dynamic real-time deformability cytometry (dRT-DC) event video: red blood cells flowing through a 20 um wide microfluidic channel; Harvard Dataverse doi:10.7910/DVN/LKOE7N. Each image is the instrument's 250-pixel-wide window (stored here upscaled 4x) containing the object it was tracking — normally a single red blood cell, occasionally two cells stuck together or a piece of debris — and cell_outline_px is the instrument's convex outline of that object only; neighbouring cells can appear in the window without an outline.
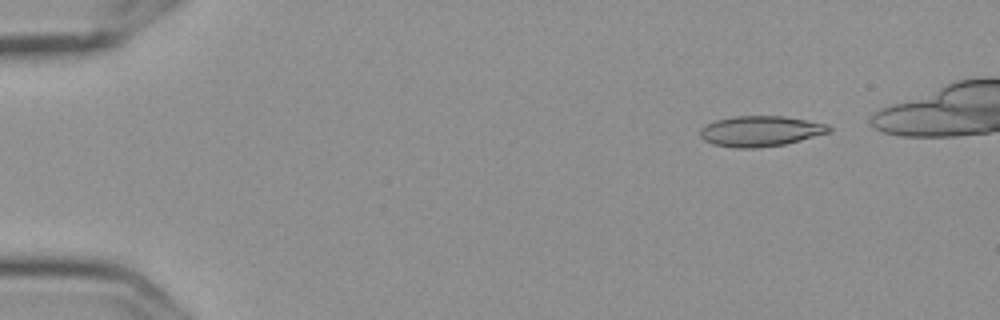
{"species": "Egyptian fruit bat (a non-hibernating species)", "species_latin": "Rousettus aegyptiacus", "temperature_condition": "cold", "stored_images_in_passage": 5, "camera_frame_rate_fps": 3000, "um_per_image_px": 0.085, "frame": {"image": 1, "passage_image": 1, "time_ms": 0.0, "image_size_px": [1000, 320], "cell_outline_px": [[832, 128], [828, 132], [800, 140], [784, 144], [756, 148], [736, 148], [712, 144], [704, 140], [700, 136], [700, 128], [704, 124], [716, 120], [732, 116], [784, 116], [824, 124]], "centroid_in_image_um": [64.55, 11.15], "position_along_channel_um": 20.5, "area_um2": 22.72}}